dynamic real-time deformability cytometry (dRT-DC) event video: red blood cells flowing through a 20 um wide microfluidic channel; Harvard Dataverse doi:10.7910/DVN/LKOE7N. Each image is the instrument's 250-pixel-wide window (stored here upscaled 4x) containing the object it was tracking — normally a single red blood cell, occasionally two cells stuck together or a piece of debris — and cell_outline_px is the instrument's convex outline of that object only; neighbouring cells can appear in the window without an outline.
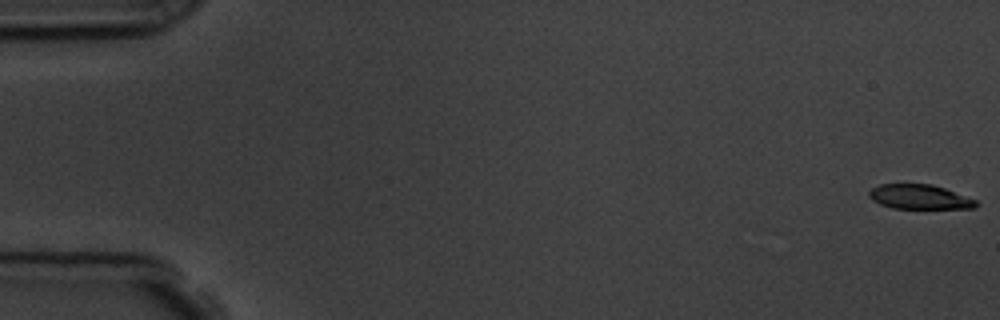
{"species": "common noctule bat (a hibernating species)", "species_latin": "Nyctalus noctula", "temperature_condition": "room temperature", "stored_images_in_passage": 57, "camera_frame_rate_fps": 3000, "um_per_image_px": 0.085, "animal": {"sex": "male", "body_mass_g": 19.5, "forearm_length_mm": 54.6}, "frame": {"image": 1, "passage_image": 1, "time_ms": 0.0, "image_size_px": [1000, 320], "cell_outline_px": [[980, 204], [976, 208], [892, 208], [880, 204], [872, 200], [868, 196], [868, 192], [872, 188], [880, 184], [932, 184], [944, 188], [976, 200]], "centroid_in_image_um": [78.15, 16.73], "position_along_channel_um": 6.9, "area_um2": 15.26}}
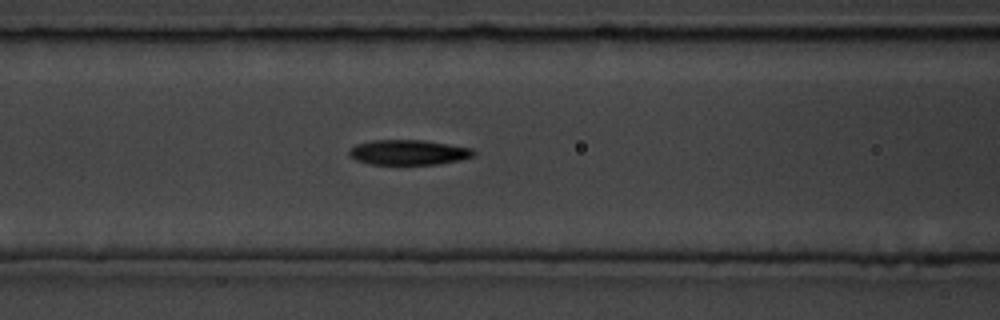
{"frame": {"image": 2, "passage_image": 24, "time_ms": 7.667, "image_size_px": [1000, 320], "cell_outline_px": [[476, 152], [472, 156], [460, 160], [436, 164], [368, 164], [356, 160], [348, 156], [348, 152], [356, 144], [372, 140], [424, 140], [472, 148]], "centroid_in_image_um": [34.69, 12.95], "position_along_channel_um": 131.9, "area_um2": 18.15}}
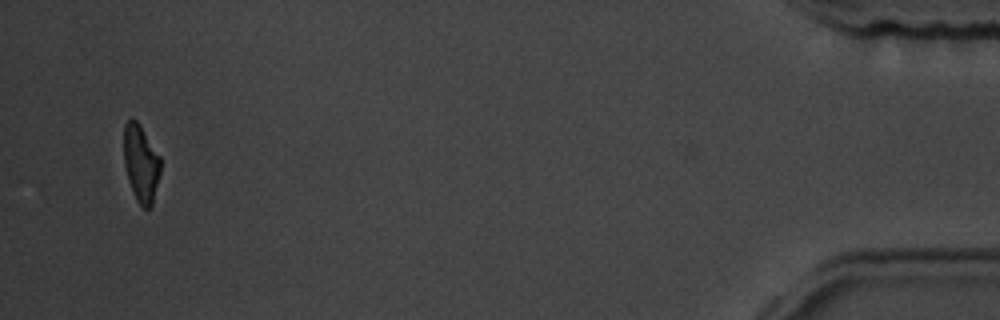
{"frame": {"image": 3, "passage_image": 55, "time_ms": 18.0, "image_size_px": [1000, 320], "cell_outline_px": [[160, 172], [152, 204], [148, 208], [144, 208], [136, 200], [128, 180], [124, 164], [124, 124], [128, 120], [136, 120], [140, 124], [160, 156]], "centroid_in_image_um": [11.97, 13.87], "position_along_channel_um": 423.2, "area_um2": 16.36}, "authors_computed_cell_mechanics": {"area_um2": 18.3226, "velocity_mm_per_s": 3.6264, "shape_relaxation_time_tau1_ms": 3.2279, "shape_relaxation_time_tau2_ms": 6.2125, "deformation_change_tau1": 0.1624, "deformation_change_tau2": 0.1408}}